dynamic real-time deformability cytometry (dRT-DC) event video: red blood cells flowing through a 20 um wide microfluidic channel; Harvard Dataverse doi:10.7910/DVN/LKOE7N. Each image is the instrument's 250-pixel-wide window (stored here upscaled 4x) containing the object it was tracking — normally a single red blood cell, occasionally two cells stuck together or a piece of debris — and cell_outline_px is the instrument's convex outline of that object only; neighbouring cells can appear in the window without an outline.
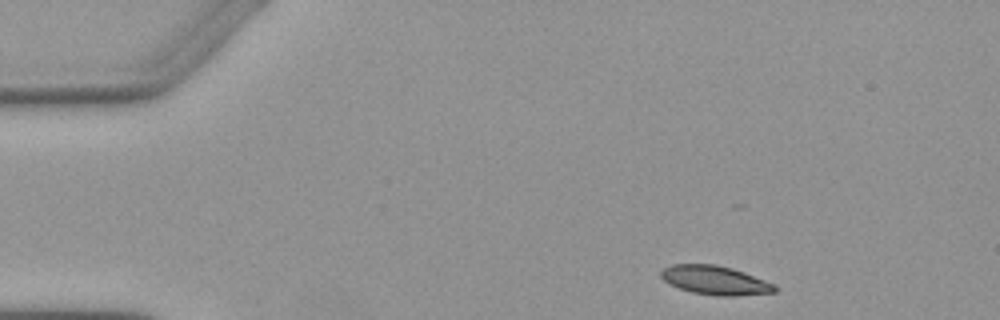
{"species": "Egyptian fruit bat (a non-hibernating species)", "species_latin": "Rousettus aegyptiacus", "temperature_condition": "warm", "stored_images_in_passage": 3, "camera_frame_rate_fps": 3000, "um_per_image_px": 0.085, "animal": {"sex": "female"}, "frame": {"image": 1, "passage_image": 1, "time_ms": 0.0, "image_size_px": [1000, 320], "cell_outline_px": [[780, 288], [776, 292], [736, 296], [716, 296], [692, 292], [668, 284], [660, 276], [660, 272], [664, 268], [672, 264], [716, 264], [732, 268], [744, 272], [776, 284]], "centroid_in_image_um": [60.82, 23.82], "position_along_channel_um": 24.2, "area_um2": 19.42}}
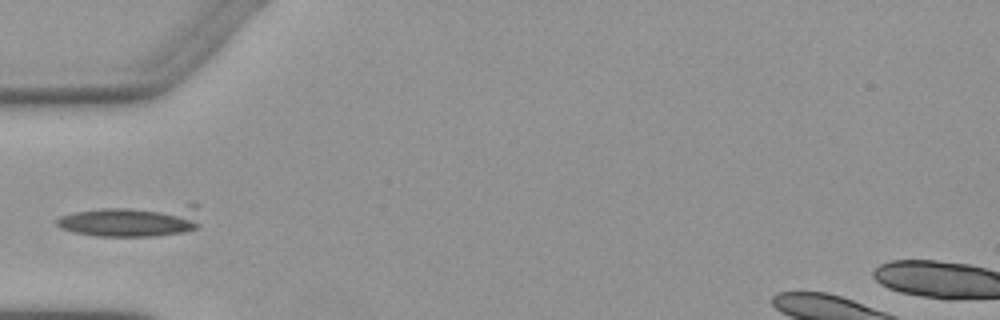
{"frame": {"image": 2, "passage_image": 3, "time_ms": 3.333, "image_size_px": [1000, 320], "cell_outline_px": [[200, 224], [196, 228], [184, 232], [152, 236], [96, 236], [72, 232], [60, 228], [56, 224], [56, 220], [60, 216], [76, 212], [104, 208], [188, 204], [196, 204]], "centroid_in_image_um": [11.25, 18.77], "position_along_channel_um": 73.7, "area_um2": 26.59}}